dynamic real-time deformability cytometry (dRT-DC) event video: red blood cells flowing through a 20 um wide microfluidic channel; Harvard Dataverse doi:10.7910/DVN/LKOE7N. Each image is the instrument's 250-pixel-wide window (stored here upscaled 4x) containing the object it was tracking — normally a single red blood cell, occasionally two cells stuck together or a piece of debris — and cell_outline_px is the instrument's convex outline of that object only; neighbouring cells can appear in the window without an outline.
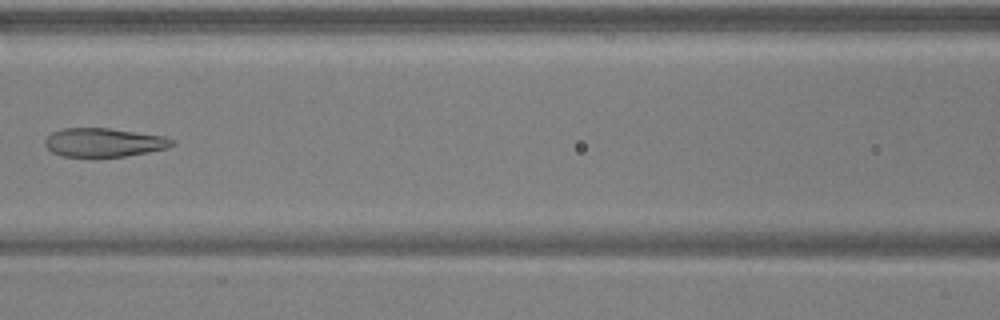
{"species": "common noctule bat (a hibernating species)", "species_latin": "Nyctalus noctula", "temperature_condition": "warm", "stored_images_in_passage": 7, "camera_frame_rate_fps": 3000, "um_per_image_px": 0.085, "animal": {"sex": "male", "body_mass_g": 17.9, "forearm_length_mm": 54.2}, "frame": {"image": 1, "passage_image": 7, "time_ms": 2.0, "image_size_px": [1000, 320], "cell_outline_px": [[176, 144], [168, 148], [148, 152], [124, 156], [60, 156], [52, 152], [44, 144], [44, 140], [52, 132], [64, 128], [108, 128], [164, 136], [172, 140]], "centroid_in_image_um": [8.82, 12.1], "position_along_channel_um": 157.8, "area_um2": 21.1}}